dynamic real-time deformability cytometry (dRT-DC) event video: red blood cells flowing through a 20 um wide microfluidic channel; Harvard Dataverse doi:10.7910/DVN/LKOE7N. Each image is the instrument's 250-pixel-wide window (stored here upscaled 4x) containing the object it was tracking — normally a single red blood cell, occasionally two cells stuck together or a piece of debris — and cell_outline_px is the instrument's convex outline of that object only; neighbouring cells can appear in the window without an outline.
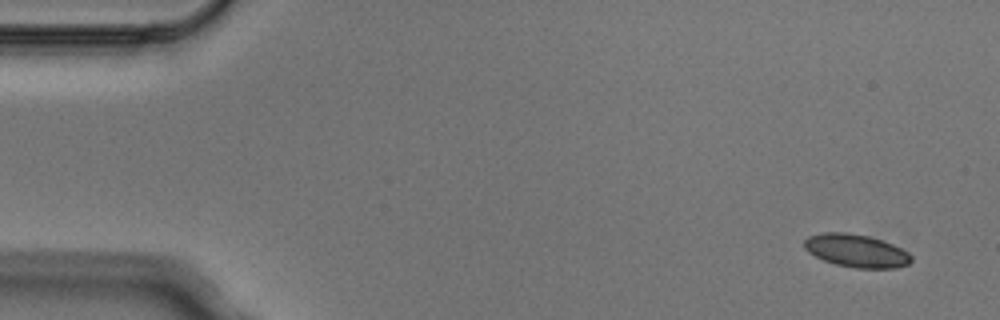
{"species": "Egyptian fruit bat (a non-hibernating species)", "species_latin": "Rousettus aegyptiacus", "temperature_condition": "cold", "stored_images_in_passage": 5, "camera_frame_rate_fps": 3000, "um_per_image_px": 0.085, "animal": {"sex": "male"}, "frame": {"image": 1, "passage_image": 1, "time_ms": 0.0, "image_size_px": [1000, 320], "cell_outline_px": [[912, 260], [908, 264], [896, 268], [856, 268], [836, 264], [824, 260], [808, 252], [804, 248], [804, 240], [808, 236], [824, 232], [848, 232], [868, 236], [892, 244], [908, 252], [912, 256]], "centroid_in_image_um": [72.77, 21.31], "position_along_channel_um": 12.2, "area_um2": 20.46}}
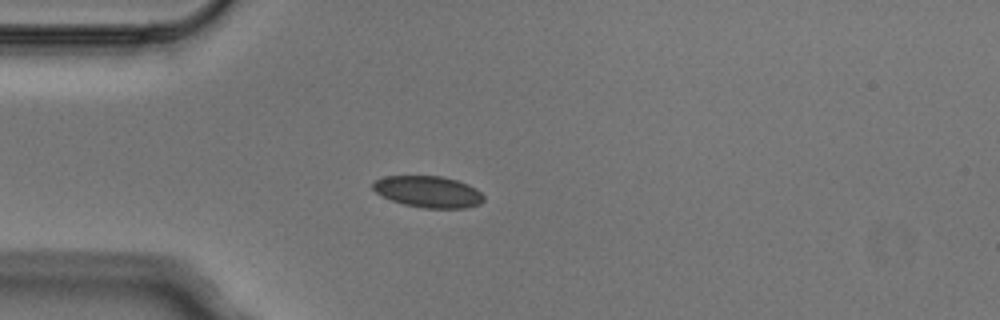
{"frame": {"image": 2, "passage_image": 4, "time_ms": 1.0, "image_size_px": [1000, 320], "cell_outline_px": [[484, 200], [480, 204], [464, 208], [424, 208], [404, 204], [392, 200], [376, 192], [372, 188], [372, 184], [376, 180], [384, 176], [440, 176], [456, 180], [468, 184], [476, 188], [484, 196]], "centroid_in_image_um": [36.42, 16.29], "position_along_channel_um": 48.6, "area_um2": 20.23}}